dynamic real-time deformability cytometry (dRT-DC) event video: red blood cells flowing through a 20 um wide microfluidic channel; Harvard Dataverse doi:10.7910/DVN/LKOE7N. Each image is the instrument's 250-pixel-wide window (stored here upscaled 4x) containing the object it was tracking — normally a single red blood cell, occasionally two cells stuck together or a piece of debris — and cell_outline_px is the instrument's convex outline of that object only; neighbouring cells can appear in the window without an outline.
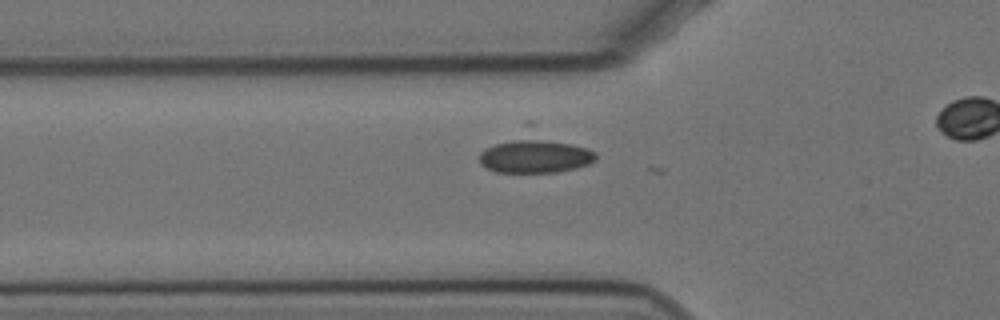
{"species": "Egyptian fruit bat (a non-hibernating species)", "species_latin": "Rousettus aegyptiacus", "temperature_condition": "cold", "stored_images_in_passage": 33, "camera_frame_rate_fps": 3000, "um_per_image_px": 0.085, "animal": {"sex": "female"}, "frame": {"image": 1, "passage_image": 5, "time_ms": 1.333, "image_size_px": [1000, 320], "cell_outline_px": [[596, 160], [588, 164], [576, 168], [556, 172], [496, 172], [480, 164], [480, 152], [484, 148], [524, 120], [532, 120], [596, 152]], "centroid_in_image_um": [45.45, 12.84], "position_along_channel_um": 80.4, "area_um2": 29.42}}